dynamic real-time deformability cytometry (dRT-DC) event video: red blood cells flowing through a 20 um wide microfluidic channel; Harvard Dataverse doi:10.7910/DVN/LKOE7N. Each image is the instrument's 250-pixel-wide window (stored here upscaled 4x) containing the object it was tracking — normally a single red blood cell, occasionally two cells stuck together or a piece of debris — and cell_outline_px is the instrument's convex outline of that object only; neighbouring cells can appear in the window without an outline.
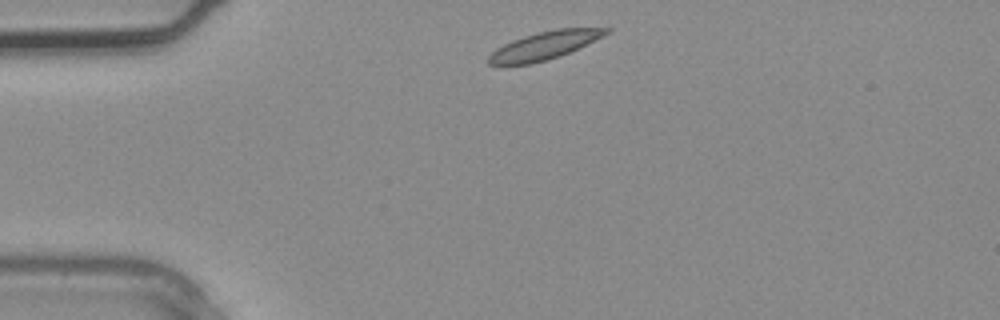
{"species": "common noctule bat (a hibernating species)", "species_latin": "Nyctalus noctula", "temperature_condition": "warm", "stored_images_in_passage": 1, "camera_frame_rate_fps": 3000, "um_per_image_px": 0.085, "animal": {"sex": "male", "body_mass_g": 20.4}, "frame": {"image": 1, "passage_image": 1, "time_ms": 0.0, "image_size_px": [1000, 320], "cell_outline_px": [[612, 28], [608, 32], [560, 56], [528, 64], [504, 68], [488, 64], [488, 56], [496, 48], [512, 40], [536, 32], [556, 28]], "centroid_in_image_um": [46.11, 3.91], "position_along_channel_um": 38.9, "area_um2": 19.07}}